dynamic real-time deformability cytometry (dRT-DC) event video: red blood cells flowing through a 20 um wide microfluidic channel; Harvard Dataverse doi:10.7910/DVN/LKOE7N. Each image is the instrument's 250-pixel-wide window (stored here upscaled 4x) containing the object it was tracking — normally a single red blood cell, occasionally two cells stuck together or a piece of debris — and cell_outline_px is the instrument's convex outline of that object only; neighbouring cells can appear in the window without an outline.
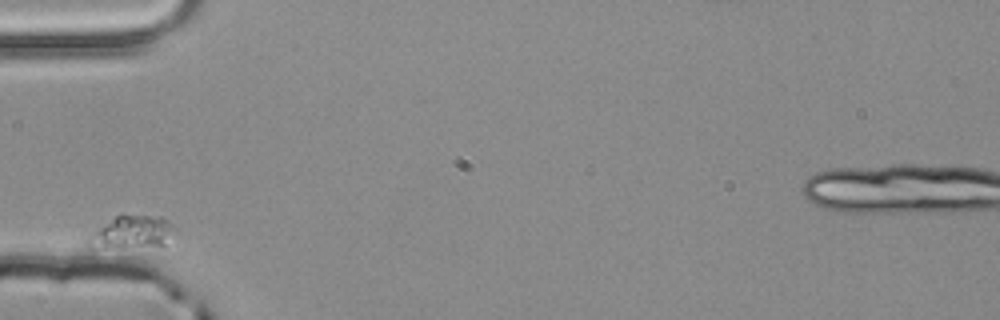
{"species": "common noctule bat (a hibernating species)", "species_latin": "Nyctalus noctula", "temperature_condition": "room temperature", "stored_images_in_passage": 6, "camera_frame_rate_fps": 3000, "um_per_image_px": 0.085, "animal": {"sex": "male", "body_mass_g": 20.4}, "frame": {"image": 1, "passage_image": 1, "time_ms": 0.0, "image_size_px": [1000, 320], "cell_outline_px": [[176, 228], [164, 244], [92, 252], [88, 248], [88, 240], [92, 232], [120, 212], [124, 212], [160, 216]], "centroid_in_image_um": [11.08, 19.75], "position_along_channel_um": 73.9, "area_um2": 17.51}}
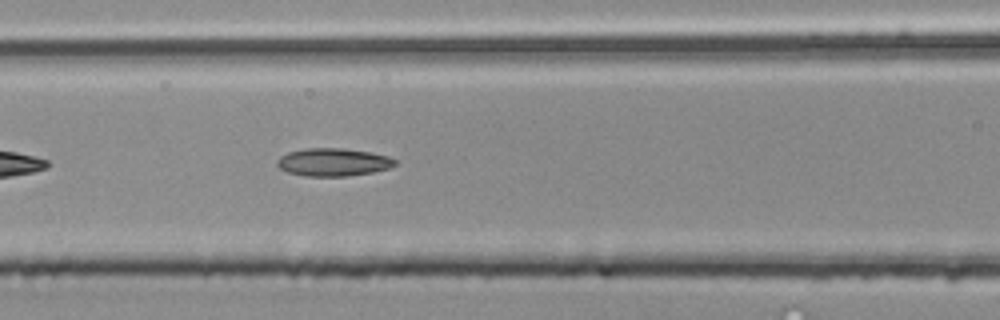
{"frame": {"image": 2, "passage_image": 6, "time_ms": 1.667, "image_size_px": [1000, 320], "cell_outline_px": [[396, 164], [388, 168], [372, 172], [348, 176], [304, 176], [288, 172], [280, 168], [276, 164], [276, 160], [280, 156], [288, 152], [308, 148], [340, 148], [372, 152], [388, 156], [396, 160]], "centroid_in_image_um": [28.31, 13.78], "position_along_channel_um": 138.3, "area_um2": 19.13}}